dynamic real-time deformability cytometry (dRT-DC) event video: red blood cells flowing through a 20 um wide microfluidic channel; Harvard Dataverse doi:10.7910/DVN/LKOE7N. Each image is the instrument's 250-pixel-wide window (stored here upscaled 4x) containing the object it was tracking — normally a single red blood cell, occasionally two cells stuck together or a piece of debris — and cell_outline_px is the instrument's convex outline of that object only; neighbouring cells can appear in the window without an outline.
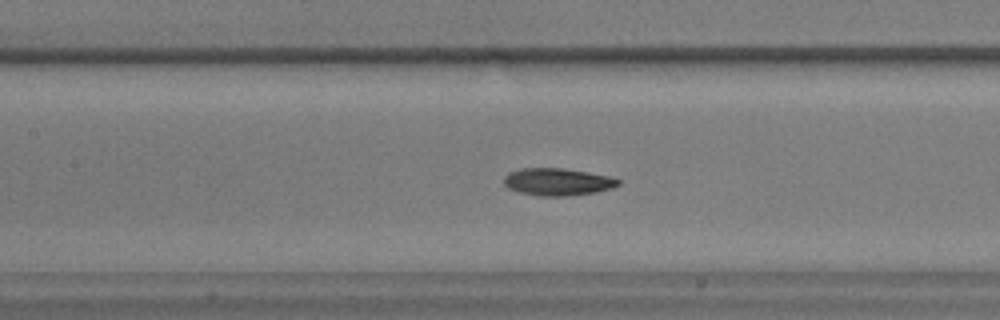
{"species": "common noctule bat (a hibernating species)", "species_latin": "Nyctalus noctula", "temperature_condition": "warm", "stored_images_in_passage": 57, "camera_frame_rate_fps": 3000, "um_per_image_px": 0.085, "animal": {"sex": "male", "body_mass_g": 17.9}, "frame": {"image": 1, "passage_image": 25, "time_ms": 8.0, "image_size_px": [1000, 320], "cell_outline_px": [[620, 184], [612, 188], [596, 192], [564, 196], [540, 196], [520, 192], [508, 188], [504, 184], [504, 176], [508, 172], [520, 168], [564, 168], [588, 172], [608, 176], [620, 180]], "centroid_in_image_um": [47.37, 15.45], "position_along_channel_um": 160.0, "area_um2": 18.21}}
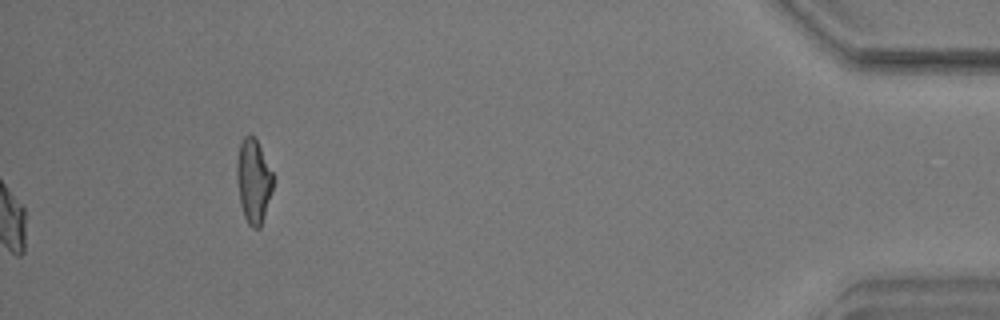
{"frame": {"image": 2, "passage_image": 57, "time_ms": 18.667, "image_size_px": [1000, 320], "cell_outline_px": [[276, 176], [260, 228], [252, 228], [248, 224], [244, 216], [240, 204], [236, 176], [236, 164], [240, 144], [244, 136], [248, 132], [256, 140]], "centroid_in_image_um": [21.55, 15.37], "position_along_channel_um": 413.6, "area_um2": 17.92}, "authors_computed_cell_mechanics": {"area_um2": 17.8024, "velocity_mm_per_s": 3.582, "shape_relaxation_time_tau1_ms": 5.4529, "shape_relaxation_time_tau2_ms": 3.5795, "deformation_change_tau1": 0.1682, "deformation_change_tau2": 0.0937}}